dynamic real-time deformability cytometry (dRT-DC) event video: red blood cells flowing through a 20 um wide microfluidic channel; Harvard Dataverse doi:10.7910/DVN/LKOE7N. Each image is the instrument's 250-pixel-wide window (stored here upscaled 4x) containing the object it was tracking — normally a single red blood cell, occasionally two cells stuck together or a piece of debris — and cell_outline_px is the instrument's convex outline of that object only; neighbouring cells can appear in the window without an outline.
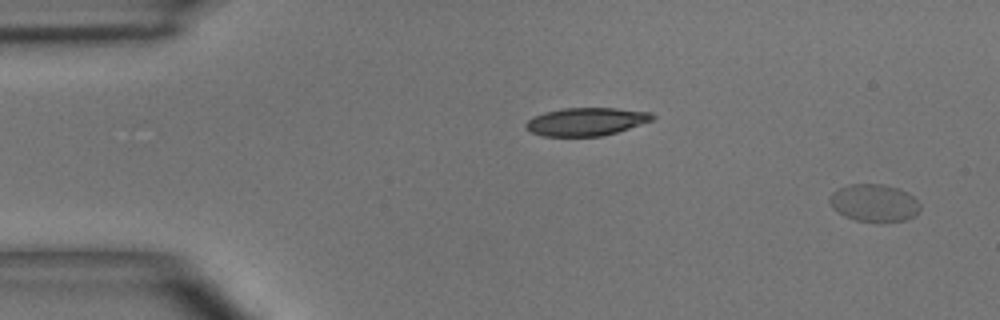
{"species": "common noctule bat (a hibernating species)", "species_latin": "Nyctalus noctula", "temperature_condition": "room temperature", "stored_images_in_passage": 3, "segment_of_instrument_passage": [2, 2], "camera_frame_rate_fps": 3000, "um_per_image_px": 0.085, "animal": {"sex": "male", "body_mass_g": 15.6}, "frame": {"image": 1, "passage_image": 3, "time_ms": 2.333, "image_size_px": [1000, 320], "cell_outline_px": [[920, 208], [912, 216], [904, 220], [880, 224], [856, 220], [844, 216], [836, 212], [832, 208], [828, 200], [828, 196], [832, 192], [848, 184], [880, 184], [896, 188], [912, 196], [920, 204]], "centroid_in_image_um": [74.23, 17.28], "position_along_channel_um": 10.8, "area_um2": 19.94}}